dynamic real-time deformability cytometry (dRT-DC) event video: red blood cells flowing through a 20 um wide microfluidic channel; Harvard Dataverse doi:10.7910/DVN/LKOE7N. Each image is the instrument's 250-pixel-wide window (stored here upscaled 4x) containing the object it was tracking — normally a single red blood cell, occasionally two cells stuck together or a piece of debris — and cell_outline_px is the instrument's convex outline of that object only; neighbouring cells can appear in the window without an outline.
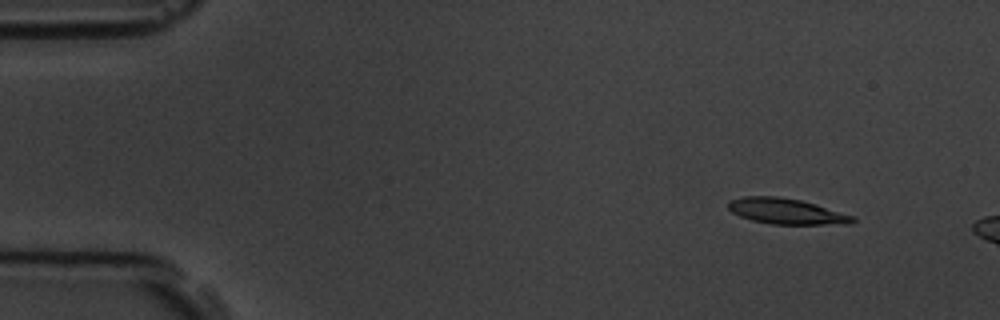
{"species": "common noctule bat (a hibernating species)", "species_latin": "Nyctalus noctula", "temperature_condition": "room temperature", "stored_images_in_passage": 4, "camera_frame_rate_fps": 3000, "um_per_image_px": 0.085, "animal": {"sex": "male", "body_mass_g": 19.5, "forearm_length_mm": 54.6}, "frame": {"image": 1, "passage_image": 2, "time_ms": 1.333, "image_size_px": [1000, 320], "cell_outline_px": [[856, 220], [852, 224], [772, 224], [752, 220], [740, 216], [732, 212], [728, 208], [728, 200], [744, 196], [776, 196], [800, 200], [816, 204], [856, 216]], "centroid_in_image_um": [66.87, 17.96], "position_along_channel_um": 18.1, "area_um2": 18.73}}